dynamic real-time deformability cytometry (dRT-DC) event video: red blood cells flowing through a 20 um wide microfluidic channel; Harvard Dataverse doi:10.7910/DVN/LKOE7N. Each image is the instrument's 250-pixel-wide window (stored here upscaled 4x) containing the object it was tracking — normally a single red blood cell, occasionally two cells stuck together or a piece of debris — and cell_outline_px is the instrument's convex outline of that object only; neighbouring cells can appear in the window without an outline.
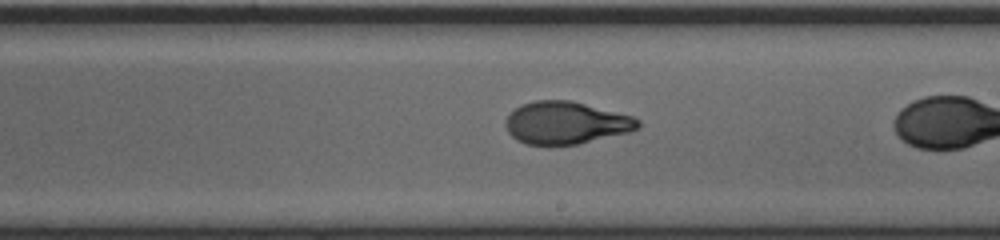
{"species": "human", "species_latin": "Homo sapiens", "temperature_condition": "cold", "stored_images_in_passage": 41, "camera_frame_rate_fps": 3000, "um_per_image_px": 0.085, "donor": {"sex": "male"}, "frame": {"image": 1, "passage_image": 31, "time_ms": 10.0, "image_size_px": [1000, 240], "cell_outline_px": [[640, 128], [628, 132], [576, 144], [548, 148], [528, 144], [516, 140], [508, 132], [504, 124], [504, 120], [520, 104], [536, 100], [572, 100], [632, 116], [640, 120]], "centroid_in_image_um": [48.06, 10.46], "position_along_channel_um": 240.9, "area_um2": 33.23}}
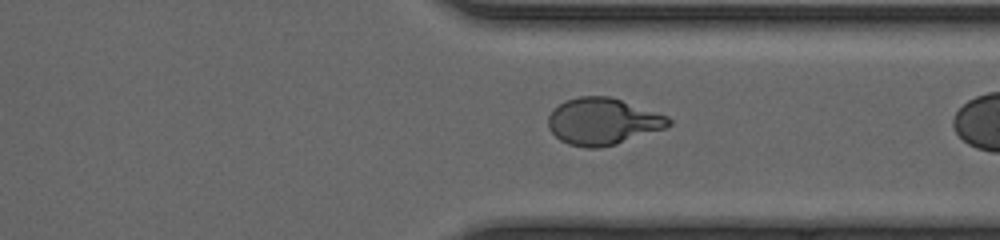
{"frame": {"image": 2, "passage_image": 40, "time_ms": 13.0, "image_size_px": [1000, 240], "cell_outline_px": [[672, 124], [664, 128], [616, 144], [600, 148], [584, 148], [568, 144], [560, 140], [548, 128], [548, 116], [552, 108], [564, 100], [580, 96], [612, 96], [668, 116], [672, 120]], "centroid_in_image_um": [51.21, 10.31], "position_along_channel_um": 360.2, "area_um2": 33.06}}